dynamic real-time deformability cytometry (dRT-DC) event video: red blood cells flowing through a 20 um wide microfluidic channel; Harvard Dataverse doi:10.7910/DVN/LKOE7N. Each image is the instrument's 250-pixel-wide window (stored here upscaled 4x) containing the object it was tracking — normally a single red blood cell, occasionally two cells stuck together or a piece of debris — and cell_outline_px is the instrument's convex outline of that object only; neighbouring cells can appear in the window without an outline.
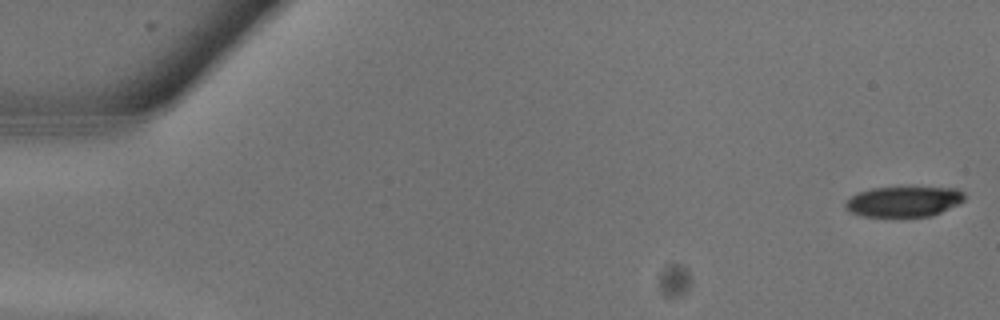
{"species": "common noctule bat (a hibernating species)", "species_latin": "Nyctalus noctula", "temperature_condition": "warm", "stored_images_in_passage": 18, "camera_frame_rate_fps": 3000, "um_per_image_px": 0.085, "animal": {"sex": "male", "body_mass_g": 13.3}, "frame": {"image": 1, "passage_image": 1, "time_ms": 0.0, "image_size_px": [1000, 320], "cell_outline_px": [[964, 200], [932, 216], [864, 216], [852, 212], [844, 208], [844, 204], [852, 196], [860, 192], [872, 188], [956, 188], [964, 192]], "centroid_in_image_um": [76.81, 17.13], "position_along_channel_um": 8.2, "area_um2": 20.58}}
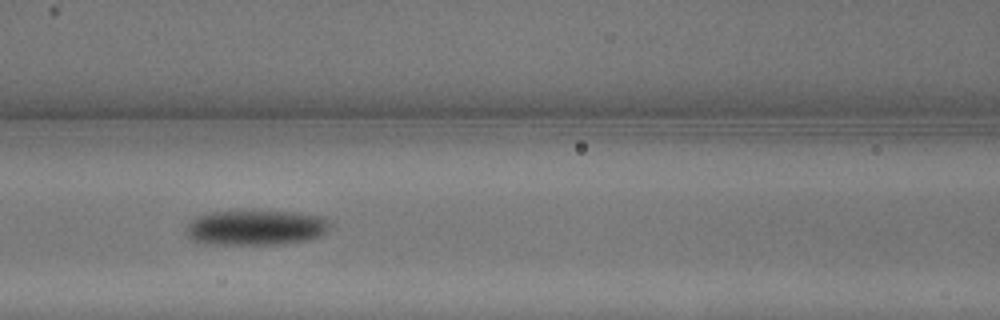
{"frame": {"image": 2, "passage_image": 12, "time_ms": 3.667, "image_size_px": [1000, 320], "cell_outline_px": [[332, 224], [320, 236], [312, 240], [280, 244], [200, 244], [192, 240], [184, 232], [188, 224], [196, 216], [208, 212], [296, 212], [324, 216], [332, 220]], "centroid_in_image_um": [21.77, 19.36], "position_along_channel_um": 144.8, "area_um2": 29.77}}
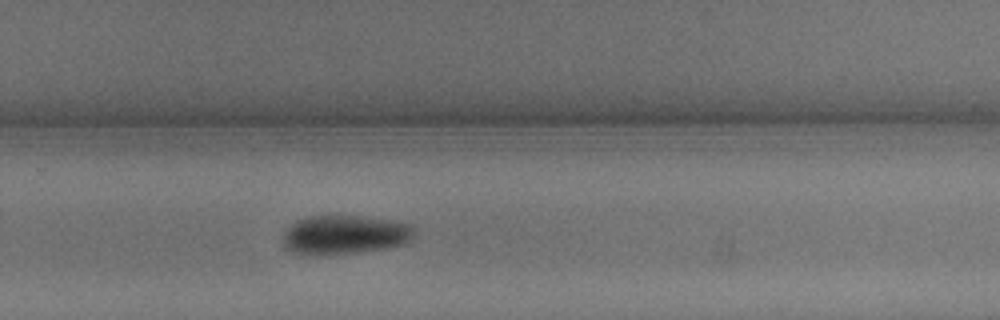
{"frame": {"image": 3, "passage_image": 18, "time_ms": 5.667, "image_size_px": [1000, 320], "cell_outline_px": [[412, 236], [404, 244], [388, 248], [360, 252], [292, 252], [284, 248], [284, 232], [296, 220], [308, 216], [360, 216], [388, 220], [412, 224]], "centroid_in_image_um": [29.32, 19.92], "position_along_channel_um": 300.5, "area_um2": 28.9}}